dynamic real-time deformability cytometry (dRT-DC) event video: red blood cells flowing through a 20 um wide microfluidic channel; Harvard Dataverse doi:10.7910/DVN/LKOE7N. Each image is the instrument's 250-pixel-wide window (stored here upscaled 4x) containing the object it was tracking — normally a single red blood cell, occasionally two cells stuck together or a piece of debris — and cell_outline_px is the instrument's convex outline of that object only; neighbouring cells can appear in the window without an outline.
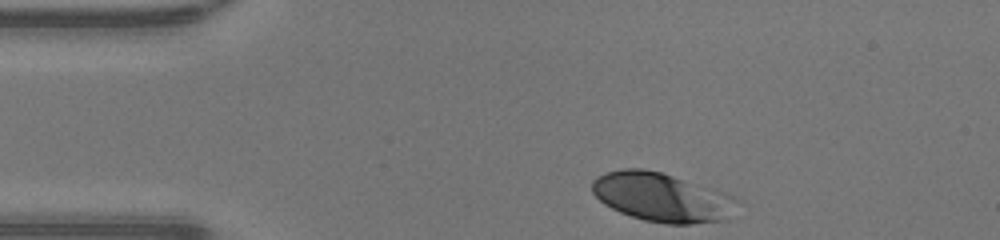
{"species": "human", "species_latin": "Homo sapiens", "temperature_condition": "warm", "stored_images_in_passage": 31, "camera_frame_rate_fps": 3000, "um_per_image_px": 0.085, "donor": {"sex": "male"}, "frame": {"image": 1, "passage_image": 1, "time_ms": 0.0, "image_size_px": [1000, 240], "cell_outline_px": [[740, 200], [720, 220], [692, 224], [668, 224], [644, 220], [620, 212], [604, 204], [592, 192], [592, 180], [596, 176], [608, 172], [624, 168], [644, 168], [660, 172], [712, 188], [724, 192]], "centroid_in_image_um": [56.19, 16.75], "position_along_channel_um": 28.8, "area_um2": 40.69}}
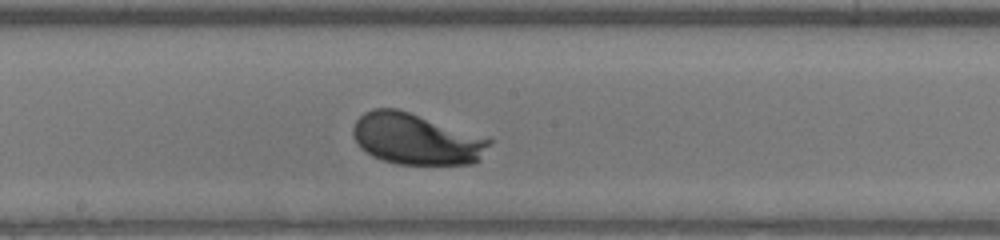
{"frame": {"image": 2, "passage_image": 18, "time_ms": 5.667, "image_size_px": [1000, 240], "cell_outline_px": [[492, 140], [480, 160], [472, 164], [396, 164], [372, 156], [360, 148], [352, 136], [352, 128], [356, 120], [364, 112], [372, 108], [396, 108]], "centroid_in_image_um": [35.3, 11.83], "position_along_channel_um": 212.9, "area_um2": 40.17}}
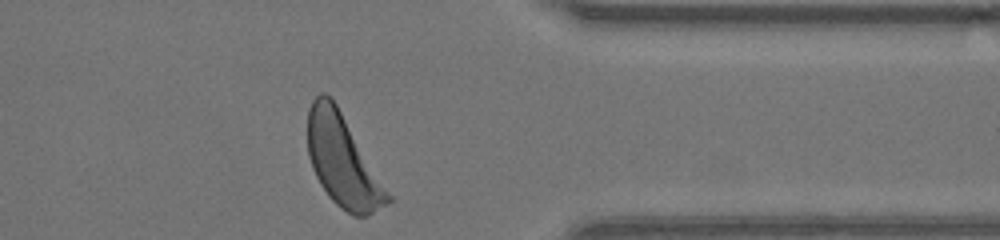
{"frame": {"image": 3, "passage_image": 31, "time_ms": 10.0, "image_size_px": [1000, 240], "cell_outline_px": [[392, 200], [368, 216], [352, 216], [340, 208], [328, 196], [320, 184], [312, 168], [308, 156], [308, 108], [312, 100], [320, 92], [324, 92], [336, 104], [392, 196]], "centroid_in_image_um": [29.12, 13.7], "position_along_channel_um": 382.3, "area_um2": 42.37}, "authors_computed_cell_mechanics": {"area_um2": 39.7664, "velocity_mm_per_s": 4.2262, "shape_relaxation_time_tau1_ms": 1.4621, "shape_relaxation_time_tau2_ms": null, "deformation_change_tau1": 0.1204, "deformation_change_tau2": null}}